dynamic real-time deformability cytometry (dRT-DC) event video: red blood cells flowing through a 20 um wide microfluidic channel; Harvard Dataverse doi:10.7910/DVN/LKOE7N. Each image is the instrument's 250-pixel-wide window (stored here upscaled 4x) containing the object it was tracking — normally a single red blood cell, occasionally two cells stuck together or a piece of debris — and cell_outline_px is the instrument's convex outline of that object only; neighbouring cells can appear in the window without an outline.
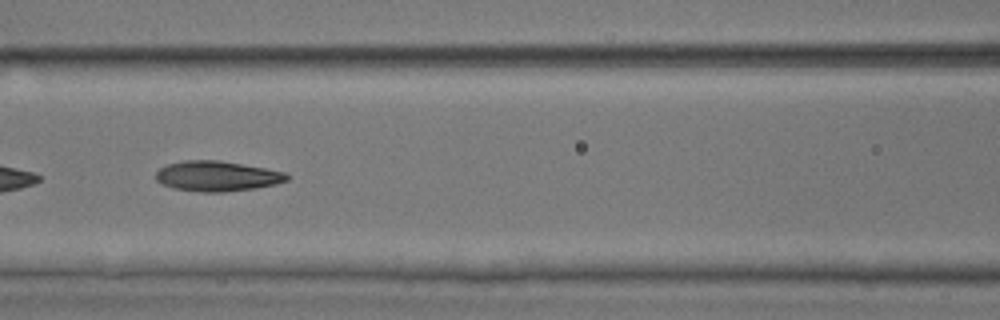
{"species": "common noctule bat (a hibernating species)", "species_latin": "Nyctalus noctula", "temperature_condition": "room temperature", "stored_images_in_passage": 33, "camera_frame_rate_fps": 3000, "um_per_image_px": 0.085, "animal": {"sex": "male", "body_mass_g": 17.9, "forearm_length_mm": 54.2}, "frame": {"image": 1, "passage_image": 24, "time_ms": 7.667, "image_size_px": [1000, 320], "cell_outline_px": [[288, 180], [276, 184], [256, 188], [224, 192], [200, 192], [172, 188], [156, 180], [156, 172], [160, 168], [168, 164], [184, 160], [216, 160], [264, 168], [284, 172], [288, 176]], "centroid_in_image_um": [18.43, 14.98], "position_along_channel_um": 148.2, "area_um2": 22.89}}